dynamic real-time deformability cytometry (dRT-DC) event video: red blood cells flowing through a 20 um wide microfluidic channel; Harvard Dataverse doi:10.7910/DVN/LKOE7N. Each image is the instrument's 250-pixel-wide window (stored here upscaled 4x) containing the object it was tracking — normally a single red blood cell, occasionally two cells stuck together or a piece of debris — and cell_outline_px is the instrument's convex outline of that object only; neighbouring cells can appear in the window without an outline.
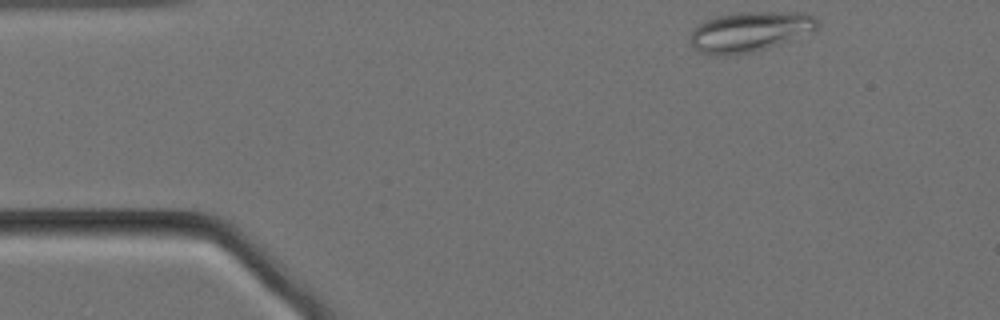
{"species": "Egyptian fruit bat (a non-hibernating species)", "species_latin": "Rousettus aegyptiacus", "temperature_condition": "cold", "stored_images_in_passage": 52, "camera_frame_rate_fps": 3000, "um_per_image_px": 0.085, "animal": {"sex": "female"}, "frame": {"image": 1, "passage_image": 1, "time_ms": 0.0, "image_size_px": [1000, 320], "cell_outline_px": [[820, 24], [816, 32], [752, 52], [724, 56], [720, 56], [700, 52], [692, 48], [692, 28], [704, 20], [716, 16], [740, 12], [804, 12], [816, 16], [820, 20]], "centroid_in_image_um": [63.8, 2.67], "position_along_channel_um": 21.2, "area_um2": 30.11}}
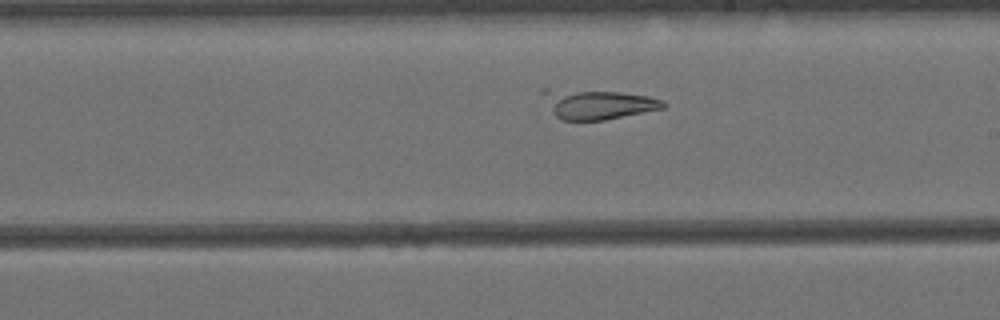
{"frame": {"image": 2, "passage_image": 26, "time_ms": 8.333, "image_size_px": [1000, 320], "cell_outline_px": [[668, 104], [664, 108], [604, 120], [560, 120], [552, 112], [540, 92], [540, 88], [548, 88], [620, 92], [648, 96], [664, 100]], "centroid_in_image_um": [50.77, 8.84], "position_along_channel_um": 238.2, "area_um2": 20.98}}
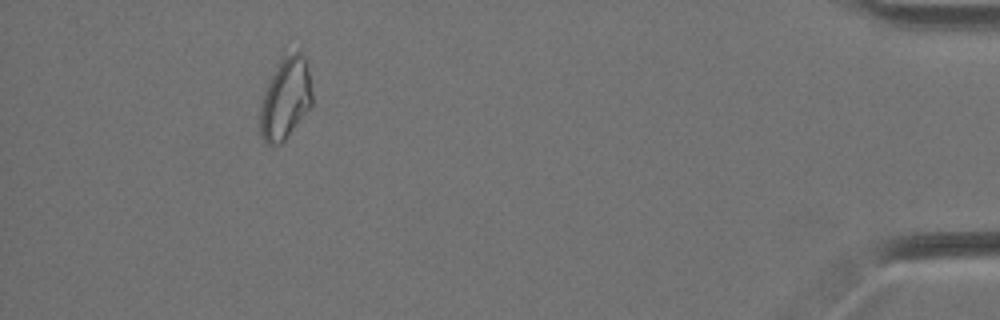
{"frame": {"image": 3, "passage_image": 47, "time_ms": 15.333, "image_size_px": [1000, 320], "cell_outline_px": [[312, 104], [284, 140], [280, 144], [268, 144], [260, 136], [260, 108], [264, 92], [276, 68], [284, 56], [296, 52], [300, 52], [304, 56], [308, 72], [312, 92]], "centroid_in_image_um": [24.25, 8.41], "position_along_channel_um": 410.9, "area_um2": 23.99}}